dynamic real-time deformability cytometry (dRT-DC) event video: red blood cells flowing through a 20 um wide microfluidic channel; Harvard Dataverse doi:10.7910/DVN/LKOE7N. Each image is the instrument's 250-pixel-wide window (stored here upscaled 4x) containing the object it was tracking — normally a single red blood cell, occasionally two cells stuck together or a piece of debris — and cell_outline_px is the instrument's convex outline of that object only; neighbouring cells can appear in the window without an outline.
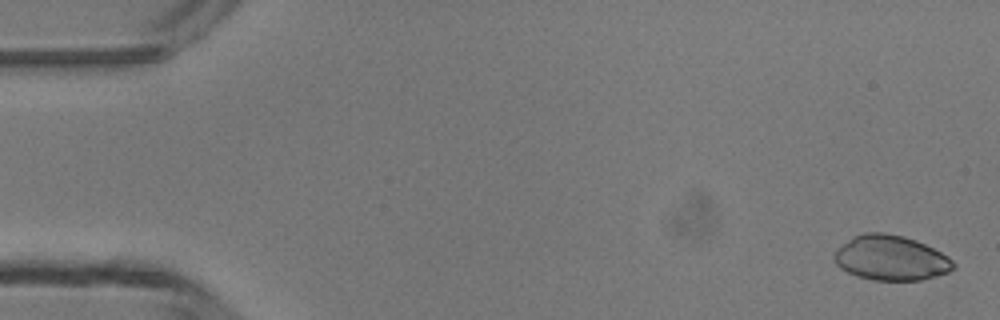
{"species": "common noctule bat (a hibernating species)", "species_latin": "Nyctalus noctula", "temperature_condition": "room temperature", "stored_images_in_passage": 5, "camera_frame_rate_fps": 3000, "um_per_image_px": 0.085, "animal": {"sex": "male", "body_mass_g": 13.3}, "frame": {"image": 1, "passage_image": 1, "time_ms": 0.0, "image_size_px": [1000, 320], "cell_outline_px": [[956, 268], [948, 272], [920, 280], [872, 280], [856, 276], [840, 268], [836, 264], [832, 256], [852, 236], [864, 232], [884, 232], [904, 236], [916, 240], [948, 256], [956, 264]], "centroid_in_image_um": [75.72, 21.92], "position_along_channel_um": 9.3, "area_um2": 31.15}}